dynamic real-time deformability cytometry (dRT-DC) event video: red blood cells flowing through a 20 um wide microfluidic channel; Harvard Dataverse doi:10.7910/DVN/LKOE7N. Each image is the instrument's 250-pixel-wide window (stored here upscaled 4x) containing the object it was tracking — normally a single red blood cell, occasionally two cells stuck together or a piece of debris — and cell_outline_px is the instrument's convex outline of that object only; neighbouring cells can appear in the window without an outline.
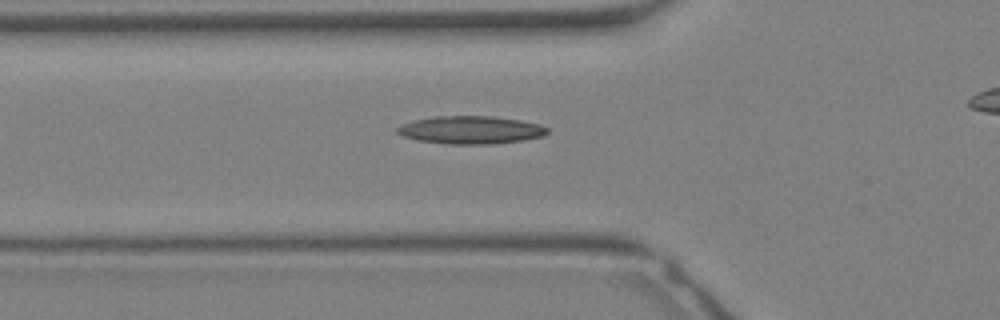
{"species": "Egyptian fruit bat (a non-hibernating species)", "species_latin": "Rousettus aegyptiacus", "temperature_condition": "warm", "stored_images_in_passage": 19, "camera_frame_rate_fps": 3000, "um_per_image_px": 0.085, "animal": {"sex": "female"}, "frame": {"image": 1, "passage_image": 2, "time_ms": 0.333, "image_size_px": [1000, 320], "cell_outline_px": [[548, 132], [544, 136], [524, 140], [488, 144], [448, 144], [420, 140], [404, 136], [396, 132], [396, 128], [400, 124], [412, 120], [436, 116], [492, 116], [520, 120], [540, 124], [548, 128]], "centroid_in_image_um": [40.01, 11.04], "position_along_channel_um": 85.8, "area_um2": 24.39}}
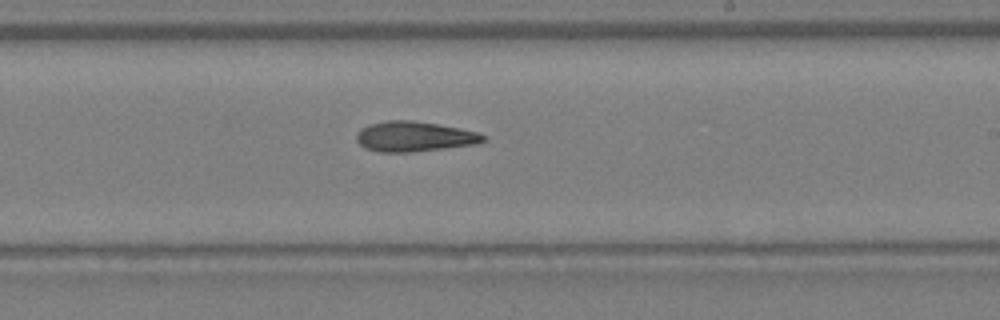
{"frame": {"image": 2, "passage_image": 10, "time_ms": 3.0, "image_size_px": [1000, 320], "cell_outline_px": [[484, 140], [476, 144], [412, 152], [380, 152], [364, 148], [356, 140], [356, 132], [360, 128], [368, 124], [384, 120], [412, 120], [460, 128], [476, 132], [484, 136]], "centroid_in_image_um": [35.13, 11.6], "position_along_channel_um": 253.9, "area_um2": 22.25}}
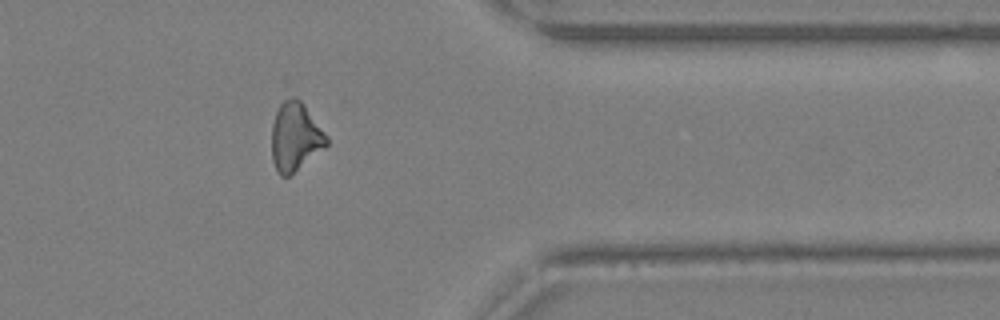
{"frame": {"image": 3, "passage_image": 17, "time_ms": 5.333, "image_size_px": [1000, 320], "cell_outline_px": [[328, 144], [324, 148], [288, 176], [280, 176], [276, 172], [272, 160], [272, 124], [276, 112], [280, 104], [284, 100], [292, 96], [296, 96], [304, 104], [328, 136]], "centroid_in_image_um": [25.09, 11.61], "position_along_channel_um": 386.3, "area_um2": 21.85}}